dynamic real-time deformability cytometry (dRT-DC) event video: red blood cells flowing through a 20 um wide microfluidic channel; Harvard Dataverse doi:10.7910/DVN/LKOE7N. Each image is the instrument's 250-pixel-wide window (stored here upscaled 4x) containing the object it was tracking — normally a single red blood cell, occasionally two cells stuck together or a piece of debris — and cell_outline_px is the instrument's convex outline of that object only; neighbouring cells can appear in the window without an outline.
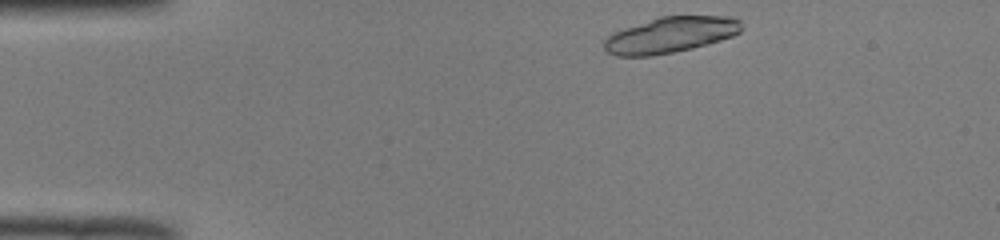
{"species": "common noctule bat (a hibernating species)", "species_latin": "Nyctalus noctula", "temperature_condition": "room temperature", "stored_images_in_passage": 43, "segment_of_instrument_passage": [1, 2], "camera_frame_rate_fps": 3000, "um_per_image_px": 0.085, "animal": {"sex": "male", "body_mass_g": 19.0, "forearm_length_mm": 50.8}, "frame": {"image": 1, "passage_image": 1, "time_ms": 0.0, "image_size_px": [1000, 240], "cell_outline_px": [[744, 28], [740, 32], [732, 36], [720, 40], [692, 48], [652, 56], [616, 56], [608, 52], [604, 48], [604, 40], [612, 32], [660, 16], [728, 16], [740, 20]], "centroid_in_image_um": [56.99, 2.96], "position_along_channel_um": 28.0, "area_um2": 28.67}}